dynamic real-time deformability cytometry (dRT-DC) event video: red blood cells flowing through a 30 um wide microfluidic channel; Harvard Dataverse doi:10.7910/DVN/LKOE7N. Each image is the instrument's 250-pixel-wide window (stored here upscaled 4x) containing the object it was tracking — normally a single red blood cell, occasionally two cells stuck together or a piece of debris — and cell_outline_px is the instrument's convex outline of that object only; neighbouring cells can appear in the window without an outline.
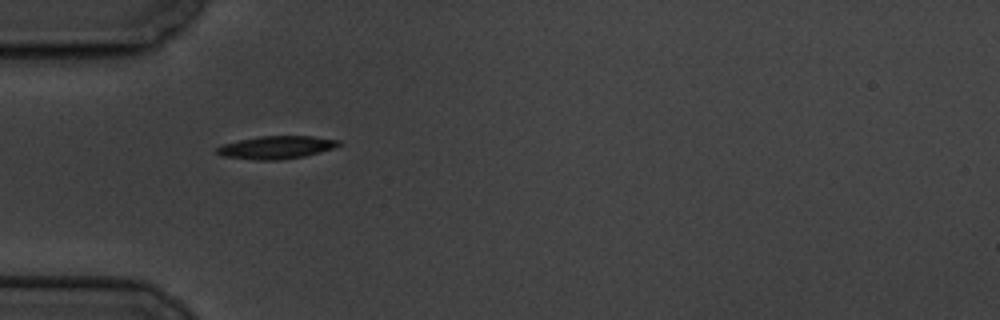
{"species": "common noctule bat (a hibernating species)", "species_latin": "Nyctalus noctula", "temperature_condition": "cold", "stored_images_in_passage": 2, "camera_frame_rate_fps": 3000, "um_per_image_px": 0.085, "animal": {"sex": "male", "body_mass_g": 19.5, "forearm_length_mm": 54.6}, "frame": {"image": 1, "passage_image": 1, "time_ms": 0.0, "image_size_px": [1000, 320], "cell_outline_px": [[344, 144], [320, 152], [304, 156], [280, 160], [256, 160], [224, 156], [216, 152], [216, 148], [224, 144], [240, 140], [260, 136], [312, 136], [340, 140]], "centroid_in_image_um": [23.53, 12.52], "position_along_channel_um": 61.5, "area_um2": 16.13}}
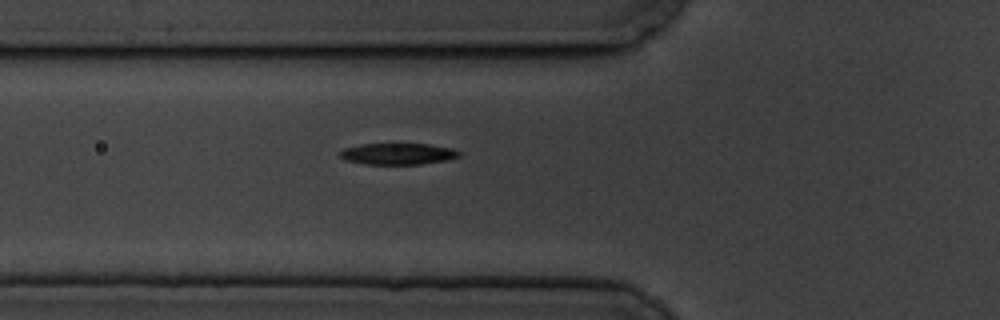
{"frame": {"image": 2, "passage_image": 2, "time_ms": 1.0, "image_size_px": [1000, 320], "cell_outline_px": [[460, 156], [448, 160], [420, 164], [364, 164], [344, 160], [340, 156], [340, 152], [344, 148], [360, 144], [392, 140], [428, 144], [452, 148], [460, 152]], "centroid_in_image_um": [33.79, 13.02], "position_along_channel_um": 92.0, "area_um2": 15.84}}